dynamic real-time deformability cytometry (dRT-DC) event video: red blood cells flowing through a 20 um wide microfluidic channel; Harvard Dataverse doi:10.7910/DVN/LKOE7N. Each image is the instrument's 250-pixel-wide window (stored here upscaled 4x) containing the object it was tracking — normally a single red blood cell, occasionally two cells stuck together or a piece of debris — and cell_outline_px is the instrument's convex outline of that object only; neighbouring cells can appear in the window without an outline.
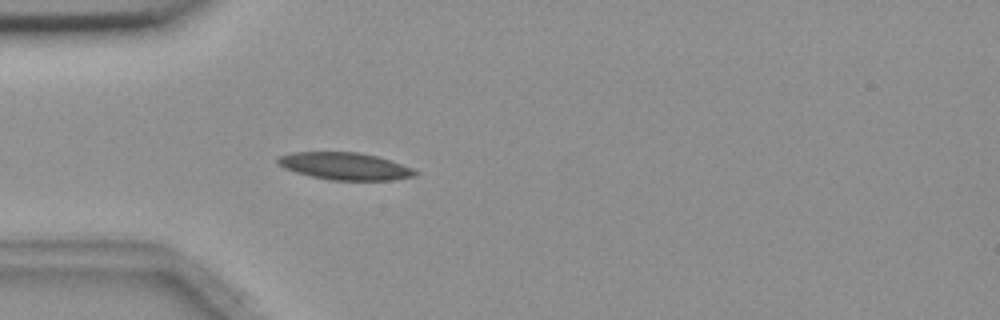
{"species": "common noctule bat (a hibernating species)", "species_latin": "Nyctalus noctula", "temperature_condition": "room temperature", "stored_images_in_passage": 4, "camera_frame_rate_fps": 3000, "um_per_image_px": 0.085, "animal": {"sex": "female", "body_mass_g": 18.4}, "frame": {"image": 1, "passage_image": 4, "time_ms": 3.333, "image_size_px": [1000, 320], "cell_outline_px": [[420, 172], [416, 176], [392, 180], [332, 180], [312, 176], [296, 172], [284, 168], [276, 160], [280, 156], [292, 152], [360, 152], [376, 156], [412, 168]], "centroid_in_image_um": [29.34, 14.12], "position_along_channel_um": 55.7, "area_um2": 21.62}}